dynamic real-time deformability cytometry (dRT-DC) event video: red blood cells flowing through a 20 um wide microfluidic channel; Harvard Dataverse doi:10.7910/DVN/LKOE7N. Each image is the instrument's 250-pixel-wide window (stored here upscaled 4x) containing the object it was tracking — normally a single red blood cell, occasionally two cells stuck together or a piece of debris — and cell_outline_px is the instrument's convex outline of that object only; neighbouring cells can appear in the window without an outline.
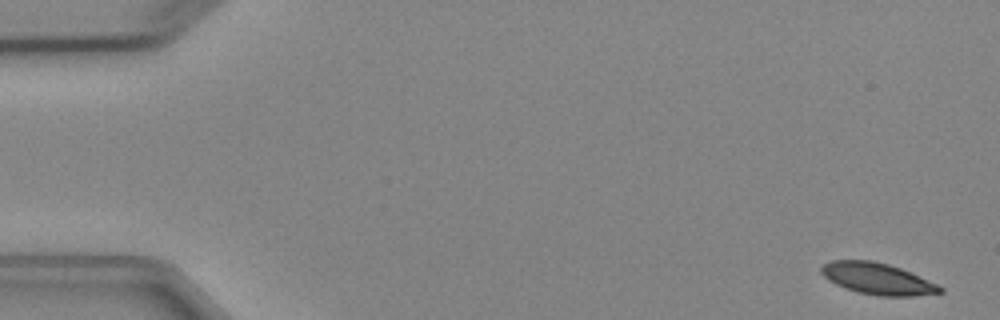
{"species": "Egyptian fruit bat (a non-hibernating species)", "species_latin": "Rousettus aegyptiacus", "temperature_condition": "cold", "stored_images_in_passage": 5, "camera_frame_rate_fps": 3000, "um_per_image_px": 0.085, "animal": {"sex": "female"}, "frame": {"image": 1, "passage_image": 1, "time_ms": 0.0, "image_size_px": [1000, 320], "cell_outline_px": [[944, 292], [912, 296], [880, 296], [860, 292], [844, 288], [828, 280], [820, 272], [820, 268], [824, 264], [832, 260], [872, 260], [888, 264], [900, 268], [940, 284], [944, 288]], "centroid_in_image_um": [74.61, 23.69], "position_along_channel_um": 10.4, "area_um2": 21.85}}
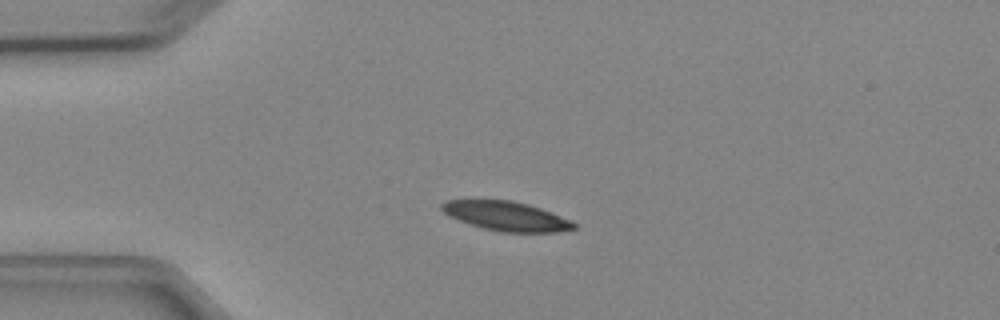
{"frame": {"image": 2, "passage_image": 4, "time_ms": 3.667, "image_size_px": [1000, 320], "cell_outline_px": [[576, 228], [556, 232], [500, 232], [484, 228], [448, 216], [440, 208], [440, 204], [444, 200], [472, 196], [512, 200], [528, 204], [540, 208], [568, 220], [576, 224]], "centroid_in_image_um": [42.88, 18.3], "position_along_channel_um": 42.1, "area_um2": 23.24}}